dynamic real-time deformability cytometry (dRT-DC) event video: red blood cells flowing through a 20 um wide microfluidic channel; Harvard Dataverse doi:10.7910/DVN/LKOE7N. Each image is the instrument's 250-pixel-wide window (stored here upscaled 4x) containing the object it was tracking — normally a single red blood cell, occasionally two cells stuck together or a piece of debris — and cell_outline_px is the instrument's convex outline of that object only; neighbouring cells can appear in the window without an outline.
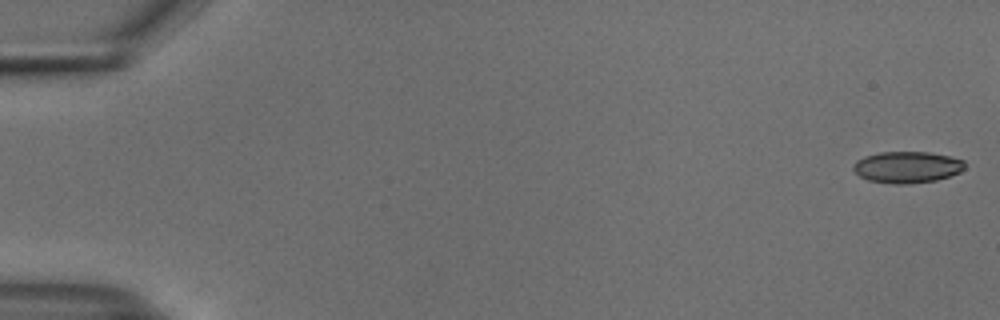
{"species": "common noctule bat (a hibernating species)", "species_latin": "Nyctalus noctula", "temperature_condition": "cold", "stored_images_in_passage": 48, "camera_frame_rate_fps": 3000, "um_per_image_px": 0.085, "animal": {"sex": "male", "body_mass_g": 18.8}, "frame": {"image": 1, "passage_image": 1, "time_ms": 0.0, "image_size_px": [1000, 320], "cell_outline_px": [[964, 168], [960, 172], [936, 180], [908, 184], [892, 184], [868, 180], [860, 176], [852, 168], [852, 164], [856, 160], [864, 156], [880, 152], [928, 152], [948, 156], [964, 160]], "centroid_in_image_um": [77.07, 14.21], "position_along_channel_um": 7.9, "area_um2": 20.46}}
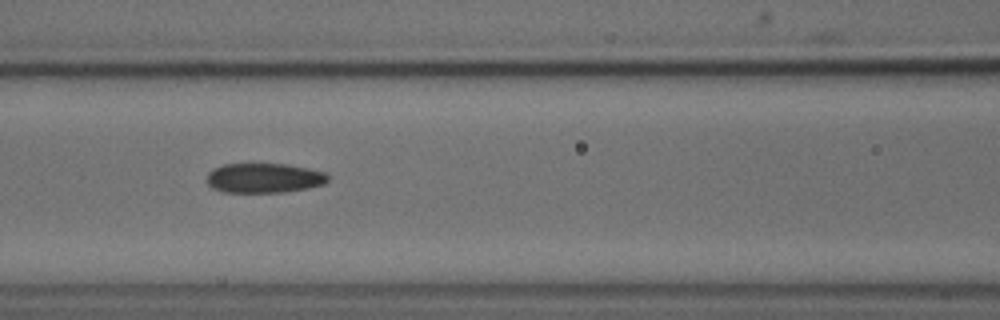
{"frame": {"image": 2, "passage_image": 24, "time_ms": 7.667, "image_size_px": [1000, 320], "cell_outline_px": [[328, 180], [324, 184], [308, 188], [284, 192], [224, 192], [212, 188], [208, 184], [208, 172], [212, 168], [224, 164], [288, 164], [308, 168], [324, 172], [328, 176]], "centroid_in_image_um": [22.44, 15.13], "position_along_channel_um": 144.2, "area_um2": 20.98}}
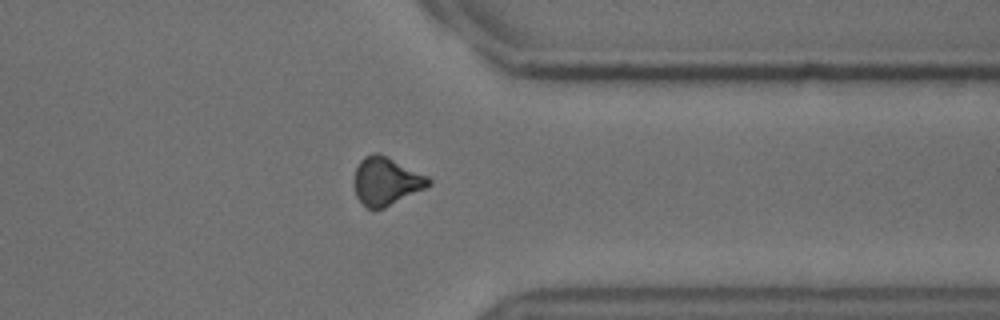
{"frame": {"image": 3, "passage_image": 43, "time_ms": 14.0, "image_size_px": [1000, 320], "cell_outline_px": [[432, 184], [376, 212], [372, 212], [356, 196], [352, 184], [352, 180], [356, 168], [360, 160], [364, 156], [376, 152], [380, 152], [428, 176], [432, 180]], "centroid_in_image_um": [32.78, 15.4], "position_along_channel_um": 378.6, "area_um2": 21.21}}